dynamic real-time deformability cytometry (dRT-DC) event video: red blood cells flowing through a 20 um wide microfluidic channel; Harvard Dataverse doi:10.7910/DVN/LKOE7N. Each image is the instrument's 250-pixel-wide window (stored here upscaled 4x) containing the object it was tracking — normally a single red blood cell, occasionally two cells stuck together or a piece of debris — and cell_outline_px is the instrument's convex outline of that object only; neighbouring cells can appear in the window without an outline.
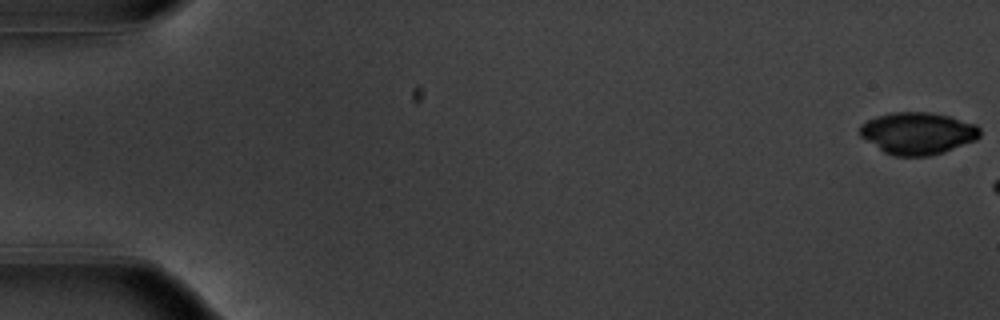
{"species": "common noctule bat (a hibernating species)", "species_latin": "Nyctalus noctula", "temperature_condition": "warm", "stored_images_in_passage": 7, "camera_frame_rate_fps": 3000, "um_per_image_px": 0.085, "animal": {"sex": "male", "body_mass_g": 20.1, "forearm_length_mm": 53.5}, "frame": {"image": 1, "passage_image": 1, "time_ms": 0.0, "image_size_px": [1000, 320], "cell_outline_px": [[980, 136], [976, 140], [944, 152], [928, 156], [892, 156], [884, 152], [860, 136], [860, 124], [876, 116], [892, 112], [932, 112], [948, 116], [976, 124], [980, 128]], "centroid_in_image_um": [78.01, 11.32], "position_along_channel_um": 7.0, "area_um2": 29.48}}